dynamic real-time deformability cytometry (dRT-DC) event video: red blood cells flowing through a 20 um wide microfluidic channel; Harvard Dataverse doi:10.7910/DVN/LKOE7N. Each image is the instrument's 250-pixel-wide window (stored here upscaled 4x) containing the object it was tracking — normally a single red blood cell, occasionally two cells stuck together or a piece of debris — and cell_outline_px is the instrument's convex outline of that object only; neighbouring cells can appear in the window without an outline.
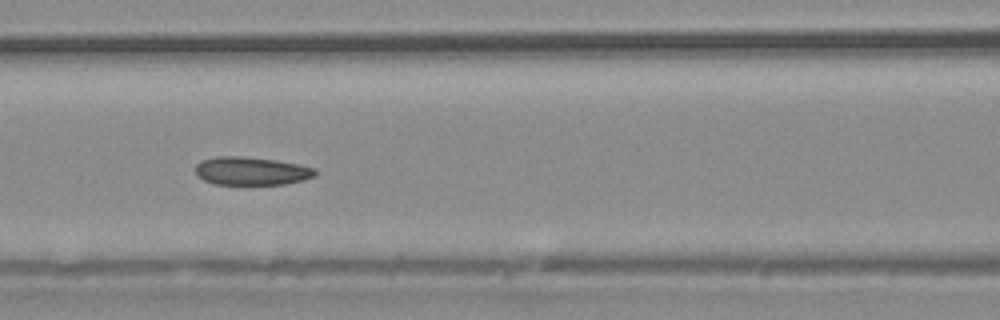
{"species": "common noctule bat (a hibernating species)", "species_latin": "Nyctalus noctula", "temperature_condition": "warm", "stored_images_in_passage": 26, "camera_frame_rate_fps": 3000, "um_per_image_px": 0.085, "animal": {"sex": "male", "body_mass_g": 20.4}, "frame": {"image": 1, "passage_image": 8, "time_ms": 2.333, "image_size_px": [1000, 320], "cell_outline_px": [[316, 176], [304, 180], [284, 184], [216, 184], [204, 180], [196, 176], [196, 164], [200, 160], [216, 156], [240, 156], [276, 160], [300, 164], [316, 168]], "centroid_in_image_um": [21.37, 14.53], "position_along_channel_um": 145.2, "area_um2": 19.83}}